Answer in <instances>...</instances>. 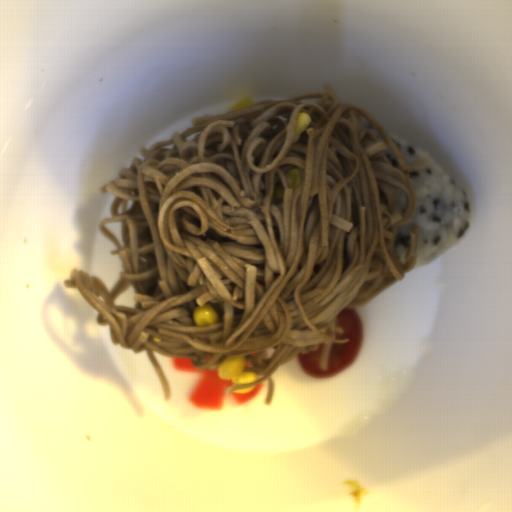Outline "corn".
Here are the masks:
<instances>
[{
	"label": "corn",
	"mask_w": 512,
	"mask_h": 512,
	"mask_svg": "<svg viewBox=\"0 0 512 512\" xmlns=\"http://www.w3.org/2000/svg\"><path fill=\"white\" fill-rule=\"evenodd\" d=\"M245 357L229 356L225 358L219 368L218 374L221 379L231 380L233 385H243L257 381L256 373L253 371H244Z\"/></svg>",
	"instance_id": "51d56268"
},
{
	"label": "corn",
	"mask_w": 512,
	"mask_h": 512,
	"mask_svg": "<svg viewBox=\"0 0 512 512\" xmlns=\"http://www.w3.org/2000/svg\"><path fill=\"white\" fill-rule=\"evenodd\" d=\"M219 321V315L210 304L197 306L193 312V322L196 327L215 324Z\"/></svg>",
	"instance_id": "f1292c28"
},
{
	"label": "corn",
	"mask_w": 512,
	"mask_h": 512,
	"mask_svg": "<svg viewBox=\"0 0 512 512\" xmlns=\"http://www.w3.org/2000/svg\"><path fill=\"white\" fill-rule=\"evenodd\" d=\"M290 189H296L301 183V174L299 169H291L284 175Z\"/></svg>",
	"instance_id": "cfcad685"
},
{
	"label": "corn",
	"mask_w": 512,
	"mask_h": 512,
	"mask_svg": "<svg viewBox=\"0 0 512 512\" xmlns=\"http://www.w3.org/2000/svg\"><path fill=\"white\" fill-rule=\"evenodd\" d=\"M311 122L312 120L308 112L302 111L301 113H299L294 127L292 142L295 143L296 141L299 140L303 132L308 129Z\"/></svg>",
	"instance_id": "5cfa1b94"
}]
</instances>
